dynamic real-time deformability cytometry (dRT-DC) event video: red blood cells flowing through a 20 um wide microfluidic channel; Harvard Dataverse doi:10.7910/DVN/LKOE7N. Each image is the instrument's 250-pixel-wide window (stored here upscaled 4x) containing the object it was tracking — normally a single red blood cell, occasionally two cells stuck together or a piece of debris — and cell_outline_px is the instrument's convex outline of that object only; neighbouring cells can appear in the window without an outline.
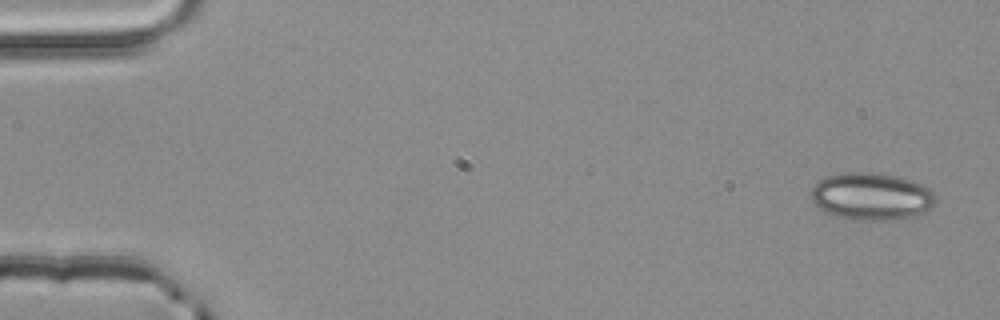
{"species": "common noctule bat (a hibernating species)", "species_latin": "Nyctalus noctula", "temperature_condition": "room temperature", "stored_images_in_passage": 4, "camera_frame_rate_fps": 3000, "um_per_image_px": 0.085, "animal": {"sex": "male", "body_mass_g": 20.4}, "frame": {"image": 1, "passage_image": 1, "time_ms": 0.0, "image_size_px": [1000, 320], "cell_outline_px": [[936, 204], [932, 208], [916, 216], [896, 220], [852, 220], [836, 216], [824, 212], [812, 200], [812, 188], [824, 176], [840, 172], [864, 172], [892, 176], [912, 180], [924, 184], [936, 196]], "centroid_in_image_um": [74.1, 16.71], "position_along_channel_um": 10.9, "area_um2": 34.62}}